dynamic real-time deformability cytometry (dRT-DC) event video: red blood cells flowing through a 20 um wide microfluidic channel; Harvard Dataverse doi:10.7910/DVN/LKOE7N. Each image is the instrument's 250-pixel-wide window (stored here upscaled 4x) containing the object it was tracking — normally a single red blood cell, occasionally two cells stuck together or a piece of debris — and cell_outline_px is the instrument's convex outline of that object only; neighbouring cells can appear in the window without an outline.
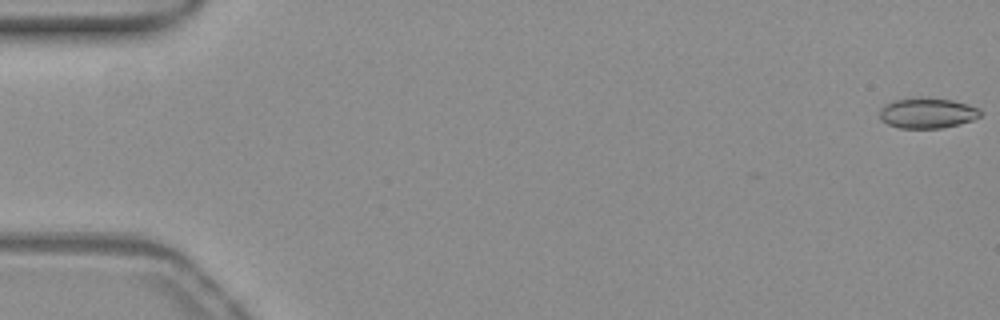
{"species": "common noctule bat (a hibernating species)", "species_latin": "Nyctalus noctula", "temperature_condition": "warm", "stored_images_in_passage": 34, "camera_frame_rate_fps": 3000, "um_per_image_px": 0.085, "animal": {"sex": "female", "body_mass_g": 19.3, "forearm_length_mm": 54.1}, "frame": {"image": 1, "passage_image": 1, "time_ms": 0.0, "image_size_px": [1000, 320], "cell_outline_px": [[980, 116], [972, 120], [960, 124], [940, 128], [900, 128], [888, 124], [880, 120], [880, 108], [884, 104], [896, 100], [952, 100], [980, 108]], "centroid_in_image_um": [78.82, 9.65], "position_along_channel_um": 6.2, "area_um2": 17.17}}
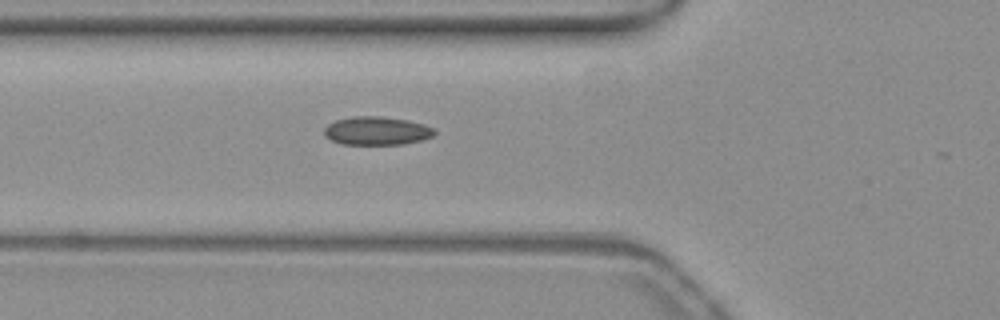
{"frame": {"image": 2, "passage_image": 20, "time_ms": 6.333, "image_size_px": [1000, 320], "cell_outline_px": [[436, 132], [432, 136], [420, 140], [404, 144], [340, 144], [324, 136], [324, 128], [328, 124], [336, 120], [352, 116], [380, 116], [408, 120], [424, 124], [432, 128]], "centroid_in_image_um": [31.99, 11.11], "position_along_channel_um": 93.8, "area_um2": 18.21}}
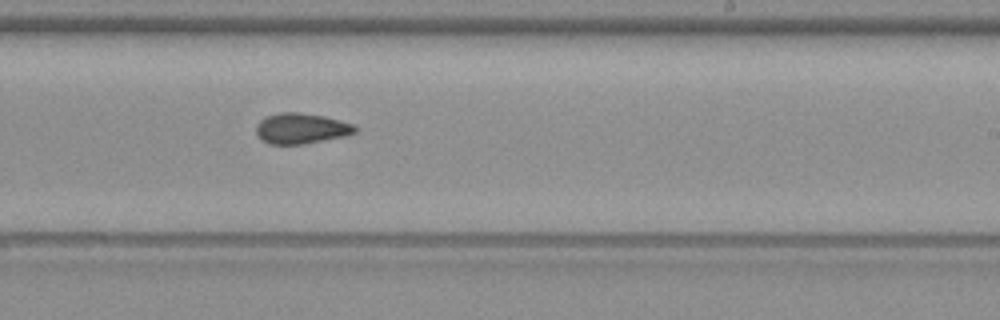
{"frame": {"image": 3, "passage_image": 33, "time_ms": 10.667, "image_size_px": [1000, 320], "cell_outline_px": [[356, 132], [348, 136], [304, 144], [268, 144], [260, 140], [256, 132], [256, 124], [260, 120], [268, 116], [280, 112], [300, 112], [324, 116], [352, 124], [356, 128]], "centroid_in_image_um": [25.58, 10.93], "position_along_channel_um": 263.4, "area_um2": 17.74}}